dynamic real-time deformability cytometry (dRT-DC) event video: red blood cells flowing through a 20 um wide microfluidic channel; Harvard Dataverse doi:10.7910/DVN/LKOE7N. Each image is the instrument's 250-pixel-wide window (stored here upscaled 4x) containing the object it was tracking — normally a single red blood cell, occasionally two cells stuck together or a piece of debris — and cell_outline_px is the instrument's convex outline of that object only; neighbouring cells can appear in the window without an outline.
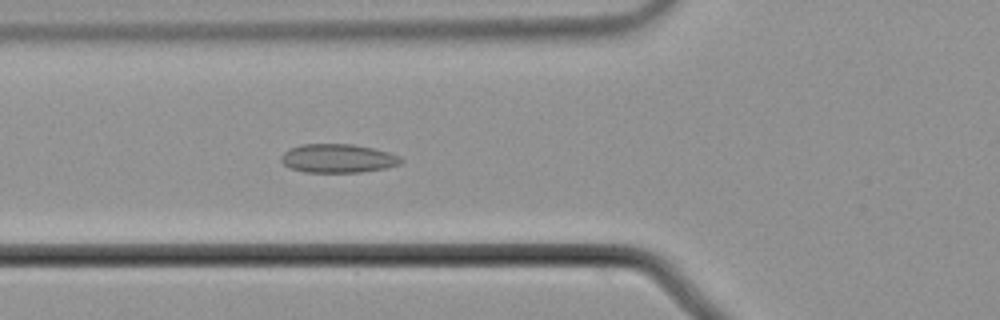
{"species": "common noctule bat (a hibernating species)", "species_latin": "Nyctalus noctula", "temperature_condition": "cold", "stored_images_in_passage": 56, "camera_frame_rate_fps": 3000, "um_per_image_px": 0.085, "animal": {"sex": "male", "body_mass_g": 21.5, "forearm_length_mm": 52.0}, "frame": {"image": 1, "passage_image": 21, "time_ms": 6.667, "image_size_px": [1000, 320], "cell_outline_px": [[404, 160], [400, 164], [384, 168], [360, 172], [304, 172], [292, 168], [284, 164], [280, 160], [280, 156], [284, 152], [300, 144], [352, 144], [372, 148], [388, 152], [400, 156]], "centroid_in_image_um": [28.72, 13.46], "position_along_channel_um": 97.1, "area_um2": 19.94}}
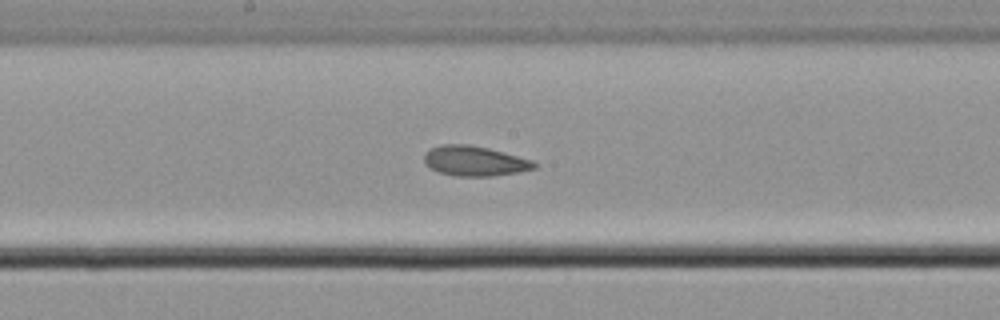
{"frame": {"image": 2, "passage_image": 30, "time_ms": 9.667, "image_size_px": [1000, 320], "cell_outline_px": [[536, 168], [516, 172], [492, 176], [456, 176], [440, 172], [424, 164], [424, 156], [432, 148], [440, 144], [468, 144], [488, 148], [532, 160], [536, 164]], "centroid_in_image_um": [40.33, 13.68], "position_along_channel_um": 207.9, "area_um2": 18.96}}
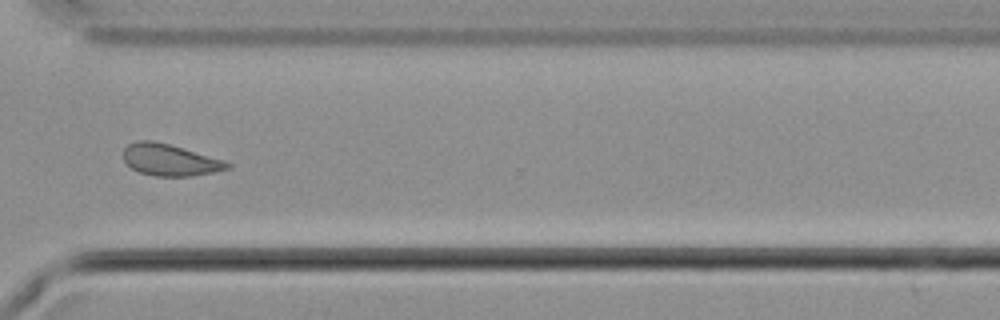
{"frame": {"image": 3, "passage_image": 42, "time_ms": 13.667, "image_size_px": [1000, 320], "cell_outline_px": [[232, 168], [192, 176], [152, 176], [140, 172], [132, 168], [124, 160], [124, 148], [128, 144], [136, 140], [152, 140], [168, 144], [224, 160], [232, 164]], "centroid_in_image_um": [14.44, 13.6], "position_along_channel_um": 356.2, "area_um2": 19.07}, "authors_computed_cell_mechanics": {"area_um2": 19.7387, "velocity_mm_per_s": 3.6878, "shape_relaxation_time_tau1_ms": null, "shape_relaxation_time_tau2_ms": 0.9319, "deformation_change_tau1": null, "deformation_change_tau2": 0.0732}}